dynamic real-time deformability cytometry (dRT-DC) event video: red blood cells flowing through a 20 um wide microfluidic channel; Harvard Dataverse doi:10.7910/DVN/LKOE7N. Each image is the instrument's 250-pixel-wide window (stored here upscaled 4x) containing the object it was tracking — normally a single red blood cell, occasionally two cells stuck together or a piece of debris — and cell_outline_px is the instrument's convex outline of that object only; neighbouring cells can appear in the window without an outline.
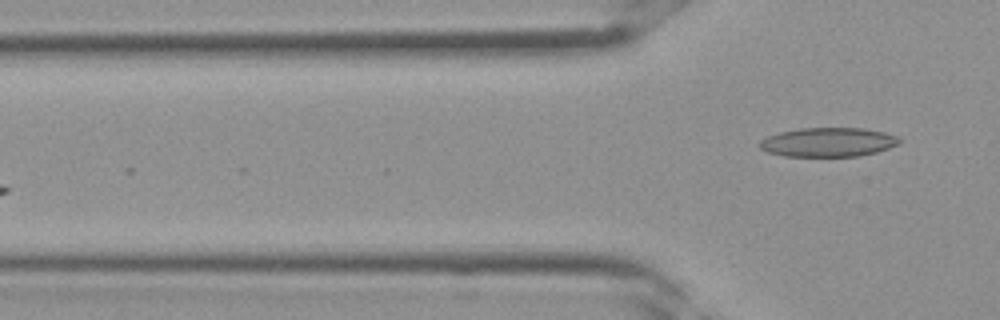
{"species": "Egyptian fruit bat (a non-hibernating species)", "species_latin": "Rousettus aegyptiacus", "temperature_condition": "room temperature", "stored_images_in_passage": 2, "camera_frame_rate_fps": 3000, "um_per_image_px": 0.085, "frame": {"image": 1, "passage_image": 2, "time_ms": 0.333, "image_size_px": [1000, 320], "cell_outline_px": [[904, 140], [900, 144], [876, 152], [860, 156], [784, 156], [768, 152], [760, 148], [756, 144], [760, 140], [768, 136], [780, 132], [800, 128], [864, 128], [884, 132], [896, 136]], "centroid_in_image_um": [70.4, 12.08], "position_along_channel_um": 55.4, "area_um2": 23.87}}